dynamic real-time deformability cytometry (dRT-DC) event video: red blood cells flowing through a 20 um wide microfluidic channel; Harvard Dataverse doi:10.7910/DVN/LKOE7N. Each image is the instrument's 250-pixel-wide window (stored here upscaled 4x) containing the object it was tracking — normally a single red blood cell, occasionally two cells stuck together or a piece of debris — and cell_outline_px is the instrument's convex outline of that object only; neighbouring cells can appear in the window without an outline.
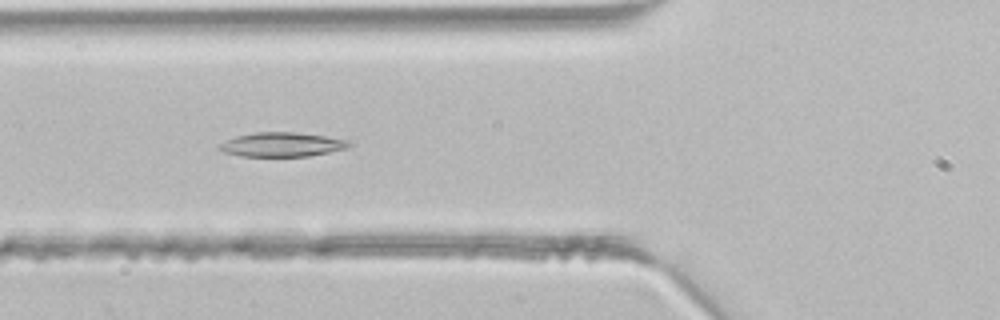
{"species": "common noctule bat (a hibernating species)", "species_latin": "Nyctalus noctula", "temperature_condition": "room temperature", "stored_images_in_passage": 42, "camera_frame_rate_fps": 3000, "um_per_image_px": 0.085, "animal": {"sex": "male", "body_mass_g": 21.5, "forearm_length_mm": 52.0}, "frame": {"image": 1, "passage_image": 15, "time_ms": 4.667, "image_size_px": [1000, 320], "cell_outline_px": [[352, 144], [348, 148], [308, 156], [240, 156], [224, 152], [216, 148], [220, 144], [236, 136], [256, 132], [296, 132], [324, 136], [348, 140]], "centroid_in_image_um": [23.96, 12.28], "position_along_channel_um": 101.8, "area_um2": 18.21}}
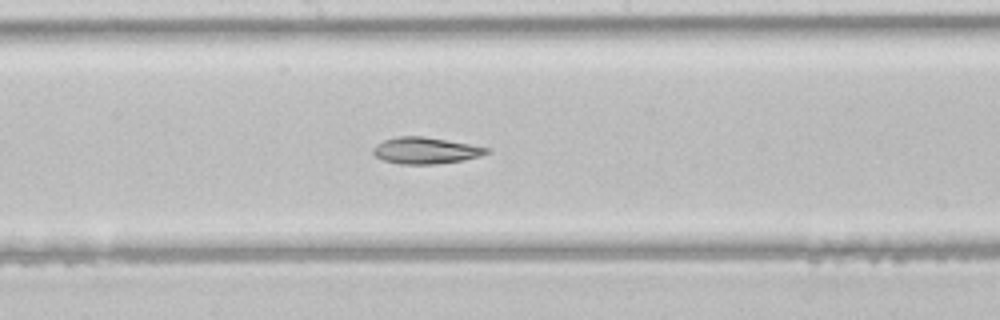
{"frame": {"image": 2, "passage_image": 22, "time_ms": 7.0, "image_size_px": [1000, 320], "cell_outline_px": [[492, 152], [480, 156], [464, 160], [432, 164], [400, 164], [384, 160], [376, 156], [372, 152], [372, 148], [376, 144], [384, 140], [400, 136], [424, 136], [492, 148]], "centroid_in_image_um": [36.21, 12.79], "position_along_channel_um": 212.0, "area_um2": 17.57}}
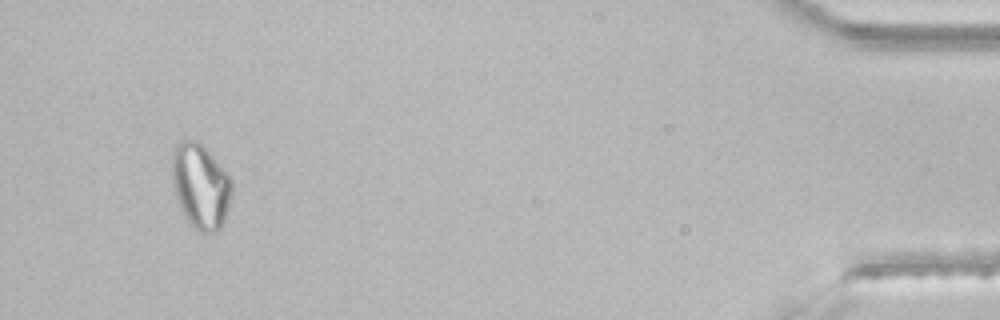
{"frame": {"image": 3, "passage_image": 40, "time_ms": 13.0, "image_size_px": [1000, 320], "cell_outline_px": [[232, 192], [224, 220], [220, 228], [216, 232], [200, 232], [184, 216], [180, 208], [176, 196], [172, 180], [172, 156], [176, 144], [180, 140], [196, 140], [208, 152], [232, 180]], "centroid_in_image_um": [17.03, 15.82], "position_along_channel_um": 418.2, "area_um2": 29.07}}